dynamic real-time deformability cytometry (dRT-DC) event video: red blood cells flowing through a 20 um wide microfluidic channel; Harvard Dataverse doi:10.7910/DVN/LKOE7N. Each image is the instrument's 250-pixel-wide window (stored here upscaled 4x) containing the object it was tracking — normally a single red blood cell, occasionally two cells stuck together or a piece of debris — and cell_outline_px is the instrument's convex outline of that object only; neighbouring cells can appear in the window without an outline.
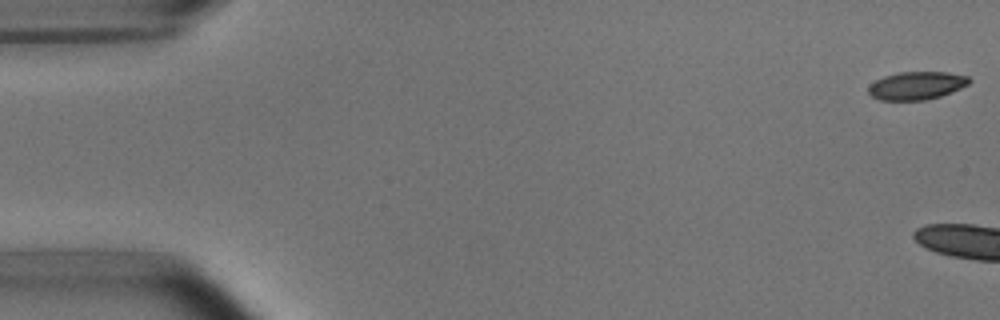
{"species": "common noctule bat (a hibernating species)", "species_latin": "Nyctalus noctula", "temperature_condition": "room temperature", "stored_images_in_passage": 6, "camera_frame_rate_fps": 3000, "um_per_image_px": 0.085, "animal": {"sex": "male", "body_mass_g": 15.6}, "frame": {"image": 1, "passage_image": 1, "time_ms": 0.0, "image_size_px": [1000, 320], "cell_outline_px": [[972, 80], [968, 84], [960, 88], [940, 96], [924, 100], [880, 100], [872, 96], [868, 92], [868, 88], [876, 80], [884, 76], [900, 72], [948, 72], [968, 76]], "centroid_in_image_um": [77.92, 7.27], "position_along_channel_um": 7.1, "area_um2": 16.3}}